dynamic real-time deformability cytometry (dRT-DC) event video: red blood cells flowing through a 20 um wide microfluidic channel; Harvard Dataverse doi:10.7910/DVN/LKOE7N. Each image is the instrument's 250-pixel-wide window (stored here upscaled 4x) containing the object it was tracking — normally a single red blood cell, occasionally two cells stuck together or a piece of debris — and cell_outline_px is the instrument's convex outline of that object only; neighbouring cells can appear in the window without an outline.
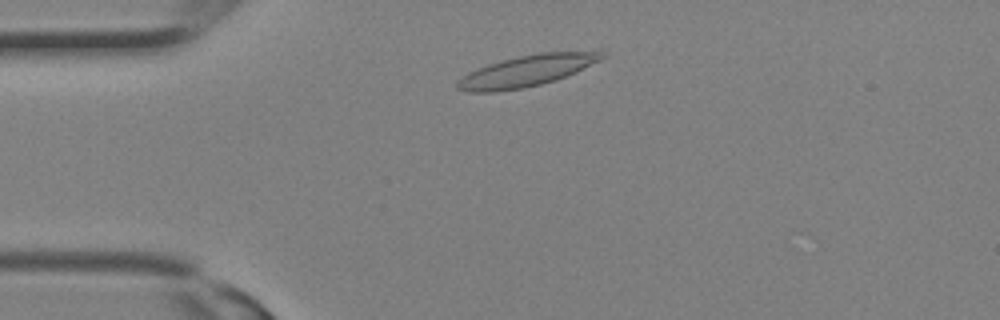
{"species": "Egyptian fruit bat (a non-hibernating species)", "species_latin": "Rousettus aegyptiacus", "temperature_condition": "room temperature", "stored_images_in_passage": 16, "camera_frame_rate_fps": 3000, "um_per_image_px": 0.085, "animal": {"sex": "female"}, "frame": {"image": 1, "passage_image": 3, "time_ms": 0.667, "image_size_px": [1000, 320], "cell_outline_px": [[608, 56], [576, 72], [556, 80], [524, 88], [496, 92], [468, 92], [456, 88], [456, 84], [468, 72], [476, 68], [488, 64], [536, 52], [608, 52]], "centroid_in_image_um": [44.77, 6.03], "position_along_channel_um": 40.2, "area_um2": 26.13}}
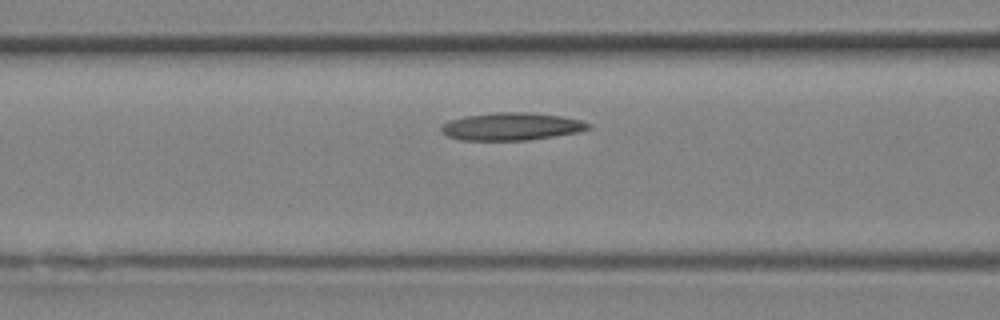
{"frame": {"image": 2, "passage_image": 8, "time_ms": 2.333, "image_size_px": [1000, 320], "cell_outline_px": [[592, 128], [580, 132], [528, 140], [460, 140], [448, 136], [440, 128], [448, 120], [464, 116], [496, 112], [528, 112], [560, 116], [580, 120], [592, 124]], "centroid_in_image_um": [43.5, 10.75], "position_along_channel_um": 123.1, "area_um2": 23.7}}
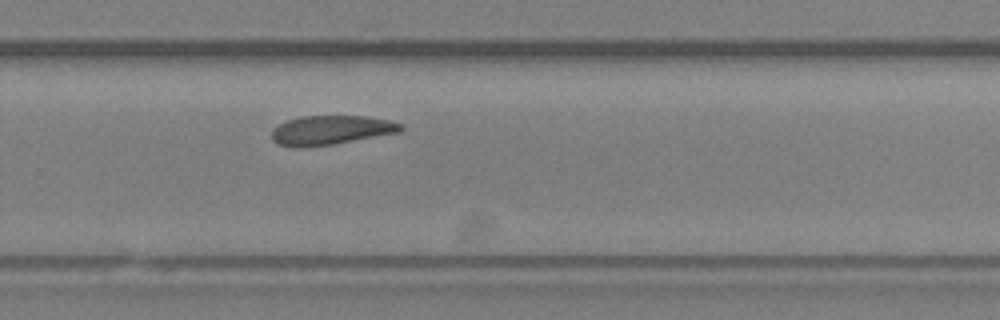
{"frame": {"image": 3, "passage_image": 16, "time_ms": 5.0, "image_size_px": [1000, 320], "cell_outline_px": [[404, 128], [400, 132], [332, 144], [300, 148], [292, 148], [280, 144], [272, 140], [272, 128], [288, 120], [300, 116], [368, 116], [388, 120], [404, 124]], "centroid_in_image_um": [28.13, 11.06], "position_along_channel_um": 301.7, "area_um2": 22.02}}